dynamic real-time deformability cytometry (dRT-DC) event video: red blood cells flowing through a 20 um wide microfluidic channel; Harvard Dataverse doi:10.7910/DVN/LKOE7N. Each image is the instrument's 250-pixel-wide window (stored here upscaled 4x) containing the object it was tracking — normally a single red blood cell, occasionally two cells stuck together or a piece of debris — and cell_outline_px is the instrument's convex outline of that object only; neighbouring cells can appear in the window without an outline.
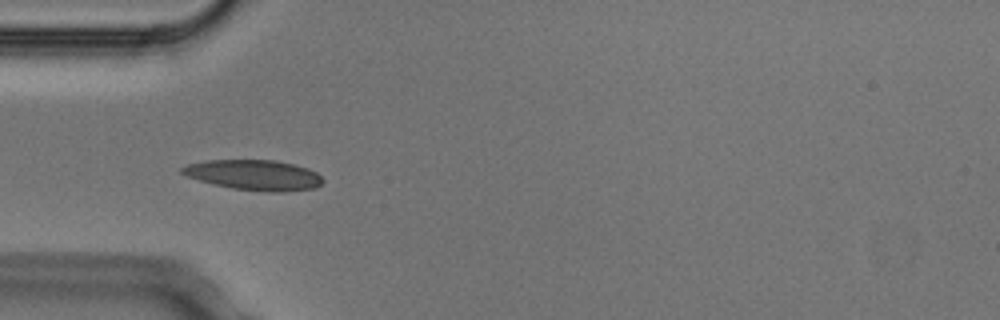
{"species": "Egyptian fruit bat (a non-hibernating species)", "species_latin": "Rousettus aegyptiacus", "temperature_condition": "cold", "stored_images_in_passage": 7, "camera_frame_rate_fps": 3000, "um_per_image_px": 0.085, "animal": {"sex": "male"}, "frame": {"image": 1, "passage_image": 4, "time_ms": 1.0, "image_size_px": [1000, 320], "cell_outline_px": [[324, 180], [316, 188], [284, 192], [268, 192], [232, 188], [200, 180], [188, 176], [180, 172], [180, 168], [188, 164], [208, 160], [272, 160], [292, 164], [308, 168], [316, 172]], "centroid_in_image_um": [21.63, 14.88], "position_along_channel_um": 63.4, "area_um2": 24.62}}
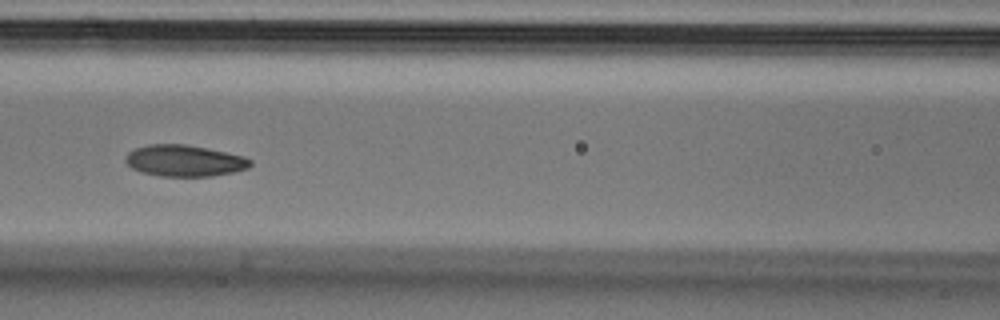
{"frame": {"image": 2, "passage_image": 6, "time_ms": 1.667, "image_size_px": [1000, 320], "cell_outline_px": [[252, 164], [248, 168], [232, 172], [212, 176], [160, 176], [140, 172], [132, 168], [124, 160], [128, 152], [136, 148], [148, 144], [184, 144], [244, 156], [252, 160]], "centroid_in_image_um": [15.66, 13.66], "position_along_channel_um": 150.9, "area_um2": 22.72}}
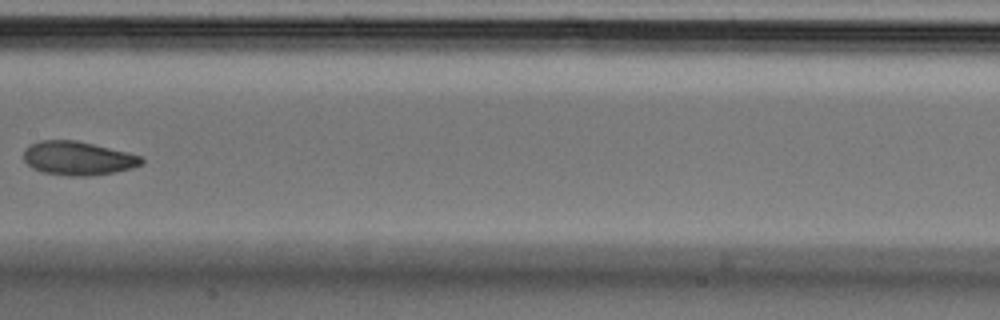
{"frame": {"image": 3, "passage_image": 7, "time_ms": 2.0, "image_size_px": [1000, 320], "cell_outline_px": [[144, 160], [140, 164], [132, 168], [116, 172], [88, 176], [68, 176], [44, 172], [32, 168], [24, 160], [24, 148], [40, 140], [76, 140], [128, 152], [144, 156]], "centroid_in_image_um": [6.64, 13.45], "position_along_channel_um": 200.8, "area_um2": 23.24}}